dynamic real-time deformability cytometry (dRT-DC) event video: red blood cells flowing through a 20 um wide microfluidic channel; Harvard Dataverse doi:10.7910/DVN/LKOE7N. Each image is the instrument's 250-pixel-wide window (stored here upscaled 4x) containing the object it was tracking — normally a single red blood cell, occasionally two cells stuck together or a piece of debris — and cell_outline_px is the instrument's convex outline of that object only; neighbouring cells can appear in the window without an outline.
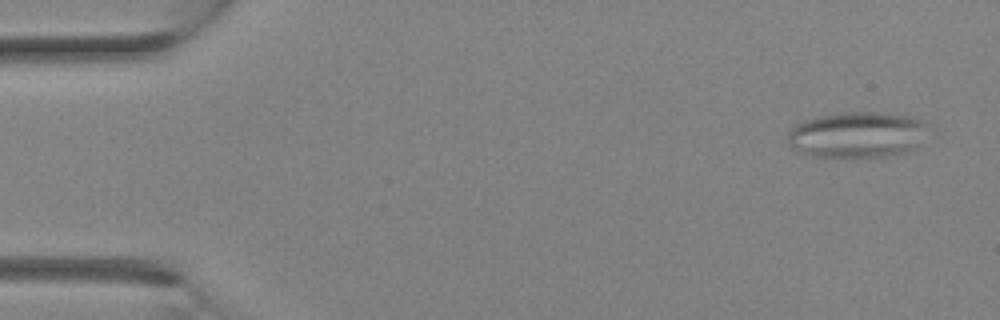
{"species": "Egyptian fruit bat (a non-hibernating species)", "species_latin": "Rousettus aegyptiacus", "temperature_condition": "room temperature", "stored_images_in_passage": 2, "camera_frame_rate_fps": 3000, "um_per_image_px": 0.085, "animal": {"sex": "female"}, "frame": {"image": 1, "passage_image": 1, "time_ms": 0.0, "image_size_px": [1000, 320], "cell_outline_px": [[924, 124], [916, 148], [904, 152], [884, 156], [812, 156], [788, 144], [788, 132], [796, 124], [804, 120], [820, 116], [848, 112], [880, 112], [908, 116], [920, 120]], "centroid_in_image_um": [72.79, 11.44], "position_along_channel_um": 12.2, "area_um2": 36.41}}
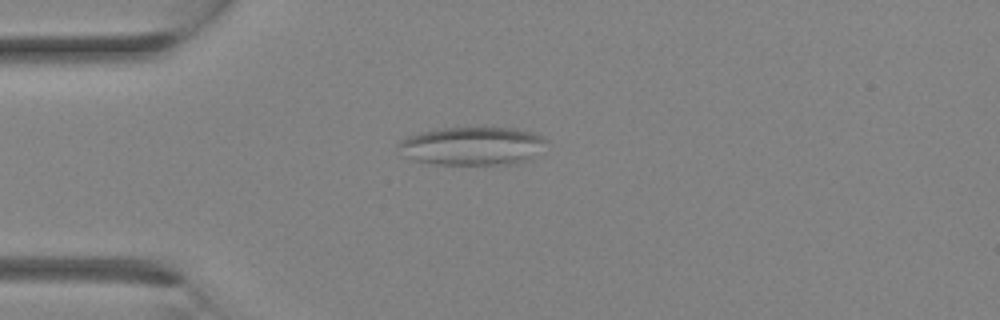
{"frame": {"image": 2, "passage_image": 2, "time_ms": 2.0, "image_size_px": [1000, 320], "cell_outline_px": [[548, 140], [532, 160], [516, 164], [428, 164], [416, 160], [408, 156], [400, 144], [400, 140], [408, 136], [424, 132], [444, 128], [508, 128], [532, 132]], "centroid_in_image_um": [40.24, 12.42], "position_along_channel_um": 44.8, "area_um2": 32.48}}